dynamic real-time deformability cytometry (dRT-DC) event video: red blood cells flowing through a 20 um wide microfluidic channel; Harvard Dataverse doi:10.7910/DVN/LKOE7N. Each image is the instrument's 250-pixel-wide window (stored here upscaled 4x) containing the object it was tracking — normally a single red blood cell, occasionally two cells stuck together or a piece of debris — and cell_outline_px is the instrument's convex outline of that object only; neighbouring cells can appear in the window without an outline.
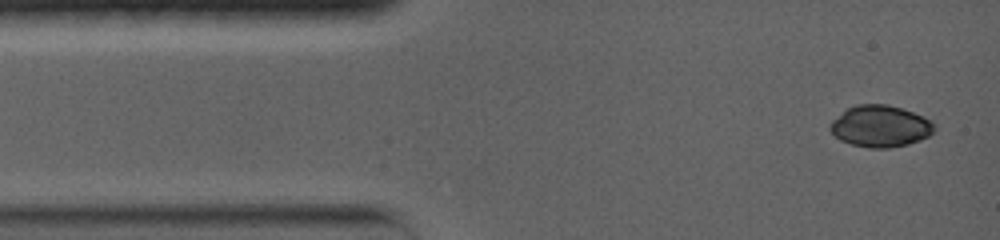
{"species": "common noctule bat (a hibernating species)", "species_latin": "Nyctalus noctula", "temperature_condition": "warm", "stored_images_in_passage": 29, "camera_frame_rate_fps": 5000, "um_per_image_px": 0.085, "animal": {"sex": "female", "body_mass_g": 19.0, "forearm_length_mm": 56.7}, "frame": {"image": 1, "passage_image": 1, "time_ms": 0.0, "image_size_px": [1000, 240], "cell_outline_px": [[936, 128], [928, 136], [920, 140], [908, 144], [888, 148], [868, 148], [852, 144], [840, 140], [828, 128], [832, 120], [848, 108], [856, 104], [888, 104], [924, 116], [932, 120], [936, 124]], "centroid_in_image_um": [74.85, 10.73], "position_along_channel_um": 10.2, "area_um2": 25.32}}
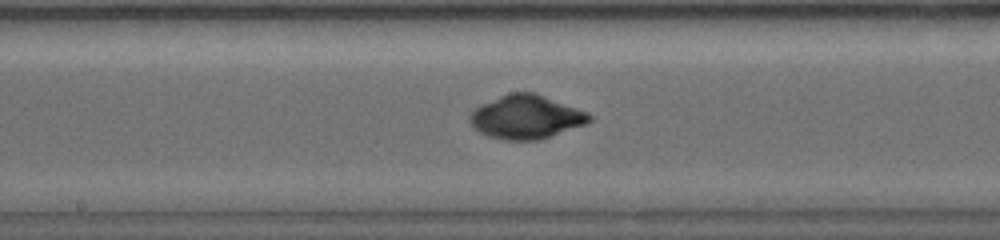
{"frame": {"image": 2, "passage_image": 17, "time_ms": 6.8, "image_size_px": [1000, 240], "cell_outline_px": [[592, 120], [584, 124], [540, 140], [504, 140], [488, 136], [480, 132], [468, 120], [468, 116], [476, 108], [508, 92], [532, 92], [588, 112], [592, 116]], "centroid_in_image_um": [44.72, 9.95], "position_along_channel_um": 203.5, "area_um2": 29.94}}
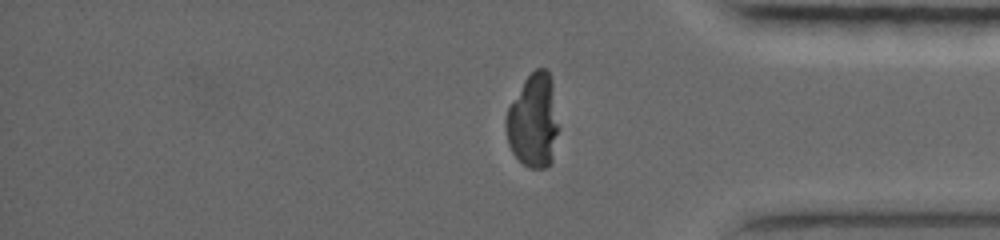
{"frame": {"image": 3, "passage_image": 29, "time_ms": 12.0, "image_size_px": [1000, 240], "cell_outline_px": [[560, 128], [552, 160], [544, 168], [532, 168], [524, 164], [512, 152], [508, 144], [508, 108], [524, 80], [536, 68], [548, 68], [552, 80]], "centroid_in_image_um": [45.41, 10.24], "position_along_channel_um": 389.8, "area_um2": 28.61}, "authors_computed_cell_mechanics": {"area_um2": 29.0156, "velocity_mm_per_s": 3.7809, "shape_relaxation_time_tau1_ms": 8.6713, "shape_relaxation_time_tau2_ms": null, "deformation_change_tau1": 0.3236, "deformation_change_tau2": null}}